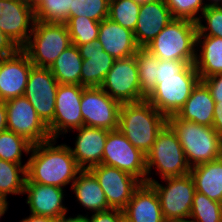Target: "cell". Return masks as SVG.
<instances>
[{"label": "cell", "mask_w": 222, "mask_h": 222, "mask_svg": "<svg viewBox=\"0 0 222 222\" xmlns=\"http://www.w3.org/2000/svg\"><path fill=\"white\" fill-rule=\"evenodd\" d=\"M7 109L5 101L0 100V132L7 130Z\"/></svg>", "instance_id": "obj_45"}, {"label": "cell", "mask_w": 222, "mask_h": 222, "mask_svg": "<svg viewBox=\"0 0 222 222\" xmlns=\"http://www.w3.org/2000/svg\"><path fill=\"white\" fill-rule=\"evenodd\" d=\"M97 42L115 59L134 56L140 48L134 32L106 18L100 22Z\"/></svg>", "instance_id": "obj_22"}, {"label": "cell", "mask_w": 222, "mask_h": 222, "mask_svg": "<svg viewBox=\"0 0 222 222\" xmlns=\"http://www.w3.org/2000/svg\"><path fill=\"white\" fill-rule=\"evenodd\" d=\"M78 49L83 58L80 85L100 87L106 74L112 68L115 58L105 52L97 41L79 45Z\"/></svg>", "instance_id": "obj_21"}, {"label": "cell", "mask_w": 222, "mask_h": 222, "mask_svg": "<svg viewBox=\"0 0 222 222\" xmlns=\"http://www.w3.org/2000/svg\"><path fill=\"white\" fill-rule=\"evenodd\" d=\"M122 211L127 222H164L159 198L149 183H141Z\"/></svg>", "instance_id": "obj_23"}, {"label": "cell", "mask_w": 222, "mask_h": 222, "mask_svg": "<svg viewBox=\"0 0 222 222\" xmlns=\"http://www.w3.org/2000/svg\"><path fill=\"white\" fill-rule=\"evenodd\" d=\"M196 24L197 36L222 38V6L206 7Z\"/></svg>", "instance_id": "obj_37"}, {"label": "cell", "mask_w": 222, "mask_h": 222, "mask_svg": "<svg viewBox=\"0 0 222 222\" xmlns=\"http://www.w3.org/2000/svg\"><path fill=\"white\" fill-rule=\"evenodd\" d=\"M164 222H194L191 218L184 219H164Z\"/></svg>", "instance_id": "obj_48"}, {"label": "cell", "mask_w": 222, "mask_h": 222, "mask_svg": "<svg viewBox=\"0 0 222 222\" xmlns=\"http://www.w3.org/2000/svg\"><path fill=\"white\" fill-rule=\"evenodd\" d=\"M110 0H73L70 17L84 16L97 22L108 18Z\"/></svg>", "instance_id": "obj_36"}, {"label": "cell", "mask_w": 222, "mask_h": 222, "mask_svg": "<svg viewBox=\"0 0 222 222\" xmlns=\"http://www.w3.org/2000/svg\"><path fill=\"white\" fill-rule=\"evenodd\" d=\"M184 150L187 164L216 160L222 156V139L212 126H203L181 118H167Z\"/></svg>", "instance_id": "obj_4"}, {"label": "cell", "mask_w": 222, "mask_h": 222, "mask_svg": "<svg viewBox=\"0 0 222 222\" xmlns=\"http://www.w3.org/2000/svg\"><path fill=\"white\" fill-rule=\"evenodd\" d=\"M71 44L66 24L35 21L30 37L21 49L34 66L50 68Z\"/></svg>", "instance_id": "obj_7"}, {"label": "cell", "mask_w": 222, "mask_h": 222, "mask_svg": "<svg viewBox=\"0 0 222 222\" xmlns=\"http://www.w3.org/2000/svg\"><path fill=\"white\" fill-rule=\"evenodd\" d=\"M135 1H137V2H139V3H144V2L154 1V0H135Z\"/></svg>", "instance_id": "obj_50"}, {"label": "cell", "mask_w": 222, "mask_h": 222, "mask_svg": "<svg viewBox=\"0 0 222 222\" xmlns=\"http://www.w3.org/2000/svg\"><path fill=\"white\" fill-rule=\"evenodd\" d=\"M166 123L167 117L147 99L120 106L118 129L145 155L151 150L157 134Z\"/></svg>", "instance_id": "obj_3"}, {"label": "cell", "mask_w": 222, "mask_h": 222, "mask_svg": "<svg viewBox=\"0 0 222 222\" xmlns=\"http://www.w3.org/2000/svg\"><path fill=\"white\" fill-rule=\"evenodd\" d=\"M135 57L141 93L147 98L156 87L159 59L147 48H139Z\"/></svg>", "instance_id": "obj_31"}, {"label": "cell", "mask_w": 222, "mask_h": 222, "mask_svg": "<svg viewBox=\"0 0 222 222\" xmlns=\"http://www.w3.org/2000/svg\"><path fill=\"white\" fill-rule=\"evenodd\" d=\"M104 191L111 209L123 210L141 181L116 167L99 164L90 169Z\"/></svg>", "instance_id": "obj_15"}, {"label": "cell", "mask_w": 222, "mask_h": 222, "mask_svg": "<svg viewBox=\"0 0 222 222\" xmlns=\"http://www.w3.org/2000/svg\"><path fill=\"white\" fill-rule=\"evenodd\" d=\"M7 130L25 137L32 144L52 139L48 126L24 96L5 101Z\"/></svg>", "instance_id": "obj_12"}, {"label": "cell", "mask_w": 222, "mask_h": 222, "mask_svg": "<svg viewBox=\"0 0 222 222\" xmlns=\"http://www.w3.org/2000/svg\"><path fill=\"white\" fill-rule=\"evenodd\" d=\"M56 222H86V217L84 213H77L75 216H68L66 214L56 219Z\"/></svg>", "instance_id": "obj_44"}, {"label": "cell", "mask_w": 222, "mask_h": 222, "mask_svg": "<svg viewBox=\"0 0 222 222\" xmlns=\"http://www.w3.org/2000/svg\"><path fill=\"white\" fill-rule=\"evenodd\" d=\"M101 164L116 167L146 183V155L135 148L119 129L108 132Z\"/></svg>", "instance_id": "obj_10"}, {"label": "cell", "mask_w": 222, "mask_h": 222, "mask_svg": "<svg viewBox=\"0 0 222 222\" xmlns=\"http://www.w3.org/2000/svg\"><path fill=\"white\" fill-rule=\"evenodd\" d=\"M73 0H39L34 8L35 21L65 24L70 17Z\"/></svg>", "instance_id": "obj_32"}, {"label": "cell", "mask_w": 222, "mask_h": 222, "mask_svg": "<svg viewBox=\"0 0 222 222\" xmlns=\"http://www.w3.org/2000/svg\"><path fill=\"white\" fill-rule=\"evenodd\" d=\"M110 130L82 125L71 132H77L73 137V147L69 149L77 165L81 170H90L92 167L102 163L104 146Z\"/></svg>", "instance_id": "obj_19"}, {"label": "cell", "mask_w": 222, "mask_h": 222, "mask_svg": "<svg viewBox=\"0 0 222 222\" xmlns=\"http://www.w3.org/2000/svg\"><path fill=\"white\" fill-rule=\"evenodd\" d=\"M65 190L52 185L25 182L23 195H27L24 200L29 207V213L54 219L68 214L70 209L65 205Z\"/></svg>", "instance_id": "obj_17"}, {"label": "cell", "mask_w": 222, "mask_h": 222, "mask_svg": "<svg viewBox=\"0 0 222 222\" xmlns=\"http://www.w3.org/2000/svg\"><path fill=\"white\" fill-rule=\"evenodd\" d=\"M57 142V139H50L32 145L27 157L25 182L52 185L62 189L72 185L81 169L67 143Z\"/></svg>", "instance_id": "obj_1"}, {"label": "cell", "mask_w": 222, "mask_h": 222, "mask_svg": "<svg viewBox=\"0 0 222 222\" xmlns=\"http://www.w3.org/2000/svg\"><path fill=\"white\" fill-rule=\"evenodd\" d=\"M85 87L81 85L59 84L53 120L47 125L52 139L62 137L83 125L81 98Z\"/></svg>", "instance_id": "obj_11"}, {"label": "cell", "mask_w": 222, "mask_h": 222, "mask_svg": "<svg viewBox=\"0 0 222 222\" xmlns=\"http://www.w3.org/2000/svg\"><path fill=\"white\" fill-rule=\"evenodd\" d=\"M4 215H5V214H0V220H1L2 217H4ZM0 222H1V221H0Z\"/></svg>", "instance_id": "obj_51"}, {"label": "cell", "mask_w": 222, "mask_h": 222, "mask_svg": "<svg viewBox=\"0 0 222 222\" xmlns=\"http://www.w3.org/2000/svg\"><path fill=\"white\" fill-rule=\"evenodd\" d=\"M20 48L0 29V58L11 56Z\"/></svg>", "instance_id": "obj_41"}, {"label": "cell", "mask_w": 222, "mask_h": 222, "mask_svg": "<svg viewBox=\"0 0 222 222\" xmlns=\"http://www.w3.org/2000/svg\"><path fill=\"white\" fill-rule=\"evenodd\" d=\"M173 18L197 22L206 9L204 0H164Z\"/></svg>", "instance_id": "obj_38"}, {"label": "cell", "mask_w": 222, "mask_h": 222, "mask_svg": "<svg viewBox=\"0 0 222 222\" xmlns=\"http://www.w3.org/2000/svg\"><path fill=\"white\" fill-rule=\"evenodd\" d=\"M19 222H56V219L48 216H38L29 213L28 216H24Z\"/></svg>", "instance_id": "obj_43"}, {"label": "cell", "mask_w": 222, "mask_h": 222, "mask_svg": "<svg viewBox=\"0 0 222 222\" xmlns=\"http://www.w3.org/2000/svg\"><path fill=\"white\" fill-rule=\"evenodd\" d=\"M58 86L59 83L49 68H31L23 96L32 104L46 125L54 118Z\"/></svg>", "instance_id": "obj_14"}, {"label": "cell", "mask_w": 222, "mask_h": 222, "mask_svg": "<svg viewBox=\"0 0 222 222\" xmlns=\"http://www.w3.org/2000/svg\"><path fill=\"white\" fill-rule=\"evenodd\" d=\"M160 180L161 183L152 178V182L146 183H149L155 189L164 219L189 218L196 192L192 176L188 174Z\"/></svg>", "instance_id": "obj_8"}, {"label": "cell", "mask_w": 222, "mask_h": 222, "mask_svg": "<svg viewBox=\"0 0 222 222\" xmlns=\"http://www.w3.org/2000/svg\"><path fill=\"white\" fill-rule=\"evenodd\" d=\"M140 7L135 0H110L108 18L134 32Z\"/></svg>", "instance_id": "obj_33"}, {"label": "cell", "mask_w": 222, "mask_h": 222, "mask_svg": "<svg viewBox=\"0 0 222 222\" xmlns=\"http://www.w3.org/2000/svg\"><path fill=\"white\" fill-rule=\"evenodd\" d=\"M80 105L83 125L107 130L118 129L121 104L101 87H85Z\"/></svg>", "instance_id": "obj_13"}, {"label": "cell", "mask_w": 222, "mask_h": 222, "mask_svg": "<svg viewBox=\"0 0 222 222\" xmlns=\"http://www.w3.org/2000/svg\"><path fill=\"white\" fill-rule=\"evenodd\" d=\"M215 101L207 85L200 80L179 111L167 118H181L203 126H212Z\"/></svg>", "instance_id": "obj_24"}, {"label": "cell", "mask_w": 222, "mask_h": 222, "mask_svg": "<svg viewBox=\"0 0 222 222\" xmlns=\"http://www.w3.org/2000/svg\"><path fill=\"white\" fill-rule=\"evenodd\" d=\"M156 87L146 98L166 117L176 114L201 80L194 63L159 60Z\"/></svg>", "instance_id": "obj_2"}, {"label": "cell", "mask_w": 222, "mask_h": 222, "mask_svg": "<svg viewBox=\"0 0 222 222\" xmlns=\"http://www.w3.org/2000/svg\"><path fill=\"white\" fill-rule=\"evenodd\" d=\"M9 210V204L0 197V214H6Z\"/></svg>", "instance_id": "obj_46"}, {"label": "cell", "mask_w": 222, "mask_h": 222, "mask_svg": "<svg viewBox=\"0 0 222 222\" xmlns=\"http://www.w3.org/2000/svg\"><path fill=\"white\" fill-rule=\"evenodd\" d=\"M28 4L29 6L35 8L39 0H16Z\"/></svg>", "instance_id": "obj_49"}, {"label": "cell", "mask_w": 222, "mask_h": 222, "mask_svg": "<svg viewBox=\"0 0 222 222\" xmlns=\"http://www.w3.org/2000/svg\"><path fill=\"white\" fill-rule=\"evenodd\" d=\"M69 187L71 193H74L75 201L78 202L77 204L81 208H84L86 212L84 215L111 209L107 203L103 189L90 170H81Z\"/></svg>", "instance_id": "obj_25"}, {"label": "cell", "mask_w": 222, "mask_h": 222, "mask_svg": "<svg viewBox=\"0 0 222 222\" xmlns=\"http://www.w3.org/2000/svg\"><path fill=\"white\" fill-rule=\"evenodd\" d=\"M32 145L25 137L15 134L13 131L0 132V159L21 164L26 168L28 160L25 162L22 156L24 153L26 157L30 154Z\"/></svg>", "instance_id": "obj_30"}, {"label": "cell", "mask_w": 222, "mask_h": 222, "mask_svg": "<svg viewBox=\"0 0 222 222\" xmlns=\"http://www.w3.org/2000/svg\"><path fill=\"white\" fill-rule=\"evenodd\" d=\"M206 7L222 6V0H204Z\"/></svg>", "instance_id": "obj_47"}, {"label": "cell", "mask_w": 222, "mask_h": 222, "mask_svg": "<svg viewBox=\"0 0 222 222\" xmlns=\"http://www.w3.org/2000/svg\"><path fill=\"white\" fill-rule=\"evenodd\" d=\"M146 167V182H152L153 175L164 179L190 174L191 167L187 164L182 145L168 123L159 131L151 150L146 154Z\"/></svg>", "instance_id": "obj_5"}, {"label": "cell", "mask_w": 222, "mask_h": 222, "mask_svg": "<svg viewBox=\"0 0 222 222\" xmlns=\"http://www.w3.org/2000/svg\"><path fill=\"white\" fill-rule=\"evenodd\" d=\"M35 23L34 8L16 0H0V29L22 48Z\"/></svg>", "instance_id": "obj_16"}, {"label": "cell", "mask_w": 222, "mask_h": 222, "mask_svg": "<svg viewBox=\"0 0 222 222\" xmlns=\"http://www.w3.org/2000/svg\"><path fill=\"white\" fill-rule=\"evenodd\" d=\"M26 168L17 163L0 159V197L10 204L8 195H23Z\"/></svg>", "instance_id": "obj_29"}, {"label": "cell", "mask_w": 222, "mask_h": 222, "mask_svg": "<svg viewBox=\"0 0 222 222\" xmlns=\"http://www.w3.org/2000/svg\"><path fill=\"white\" fill-rule=\"evenodd\" d=\"M212 127L222 139V104H215Z\"/></svg>", "instance_id": "obj_42"}, {"label": "cell", "mask_w": 222, "mask_h": 222, "mask_svg": "<svg viewBox=\"0 0 222 222\" xmlns=\"http://www.w3.org/2000/svg\"><path fill=\"white\" fill-rule=\"evenodd\" d=\"M100 87L120 104L146 99L141 93L135 55L115 59Z\"/></svg>", "instance_id": "obj_9"}, {"label": "cell", "mask_w": 222, "mask_h": 222, "mask_svg": "<svg viewBox=\"0 0 222 222\" xmlns=\"http://www.w3.org/2000/svg\"><path fill=\"white\" fill-rule=\"evenodd\" d=\"M69 30L72 44L79 45L97 41L100 22L84 16L69 17L65 23Z\"/></svg>", "instance_id": "obj_34"}, {"label": "cell", "mask_w": 222, "mask_h": 222, "mask_svg": "<svg viewBox=\"0 0 222 222\" xmlns=\"http://www.w3.org/2000/svg\"><path fill=\"white\" fill-rule=\"evenodd\" d=\"M194 66L200 79L222 74V38L197 36Z\"/></svg>", "instance_id": "obj_26"}, {"label": "cell", "mask_w": 222, "mask_h": 222, "mask_svg": "<svg viewBox=\"0 0 222 222\" xmlns=\"http://www.w3.org/2000/svg\"><path fill=\"white\" fill-rule=\"evenodd\" d=\"M85 217L86 222H123L125 220L123 211L119 209H108L85 215Z\"/></svg>", "instance_id": "obj_39"}, {"label": "cell", "mask_w": 222, "mask_h": 222, "mask_svg": "<svg viewBox=\"0 0 222 222\" xmlns=\"http://www.w3.org/2000/svg\"><path fill=\"white\" fill-rule=\"evenodd\" d=\"M201 80L209 88L215 104H222V74H216Z\"/></svg>", "instance_id": "obj_40"}, {"label": "cell", "mask_w": 222, "mask_h": 222, "mask_svg": "<svg viewBox=\"0 0 222 222\" xmlns=\"http://www.w3.org/2000/svg\"><path fill=\"white\" fill-rule=\"evenodd\" d=\"M34 65L20 48L11 56L0 58V100L24 95L29 73Z\"/></svg>", "instance_id": "obj_18"}, {"label": "cell", "mask_w": 222, "mask_h": 222, "mask_svg": "<svg viewBox=\"0 0 222 222\" xmlns=\"http://www.w3.org/2000/svg\"><path fill=\"white\" fill-rule=\"evenodd\" d=\"M82 61L78 47L71 44L49 69L59 84L80 85Z\"/></svg>", "instance_id": "obj_28"}, {"label": "cell", "mask_w": 222, "mask_h": 222, "mask_svg": "<svg viewBox=\"0 0 222 222\" xmlns=\"http://www.w3.org/2000/svg\"><path fill=\"white\" fill-rule=\"evenodd\" d=\"M190 175L197 192L222 203V156L191 167Z\"/></svg>", "instance_id": "obj_27"}, {"label": "cell", "mask_w": 222, "mask_h": 222, "mask_svg": "<svg viewBox=\"0 0 222 222\" xmlns=\"http://www.w3.org/2000/svg\"><path fill=\"white\" fill-rule=\"evenodd\" d=\"M189 218L194 222H222V203L196 191Z\"/></svg>", "instance_id": "obj_35"}, {"label": "cell", "mask_w": 222, "mask_h": 222, "mask_svg": "<svg viewBox=\"0 0 222 222\" xmlns=\"http://www.w3.org/2000/svg\"><path fill=\"white\" fill-rule=\"evenodd\" d=\"M196 37V22L173 18L145 48L159 60L191 64L196 59Z\"/></svg>", "instance_id": "obj_6"}, {"label": "cell", "mask_w": 222, "mask_h": 222, "mask_svg": "<svg viewBox=\"0 0 222 222\" xmlns=\"http://www.w3.org/2000/svg\"><path fill=\"white\" fill-rule=\"evenodd\" d=\"M173 19L164 0L141 3L134 37L140 48H145Z\"/></svg>", "instance_id": "obj_20"}]
</instances>
